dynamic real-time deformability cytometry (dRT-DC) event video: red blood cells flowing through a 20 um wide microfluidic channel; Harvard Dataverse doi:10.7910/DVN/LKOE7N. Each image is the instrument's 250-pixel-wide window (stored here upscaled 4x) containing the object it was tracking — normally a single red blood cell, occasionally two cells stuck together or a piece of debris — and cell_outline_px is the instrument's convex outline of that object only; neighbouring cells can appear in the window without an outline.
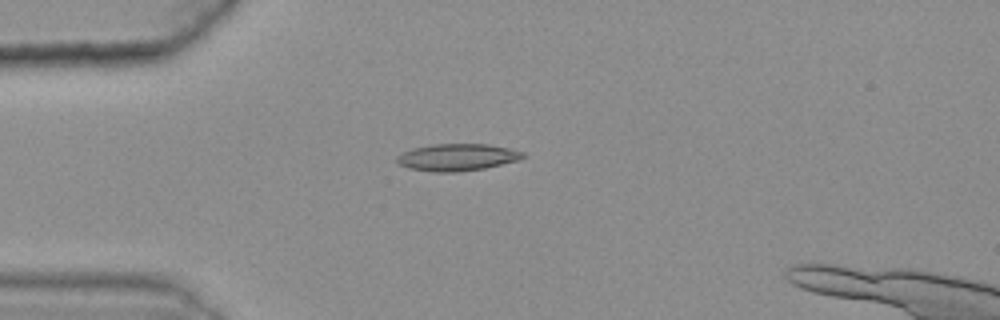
{"species": "common noctule bat (a hibernating species)", "species_latin": "Nyctalus noctula", "temperature_condition": "warm", "stored_images_in_passage": 49, "camera_frame_rate_fps": 3000, "um_per_image_px": 0.085, "animal": {"sex": "female", "body_mass_g": 25.1}, "frame": {"image": 1, "passage_image": 15, "time_ms": 4.667, "image_size_px": [1000, 320], "cell_outline_px": [[524, 156], [520, 160], [484, 168], [456, 172], [432, 172], [408, 168], [400, 164], [396, 160], [396, 156], [412, 148], [432, 144], [488, 144], [508, 148], [524, 152]], "centroid_in_image_um": [38.85, 13.37], "position_along_channel_um": 46.2, "area_um2": 19.83}}
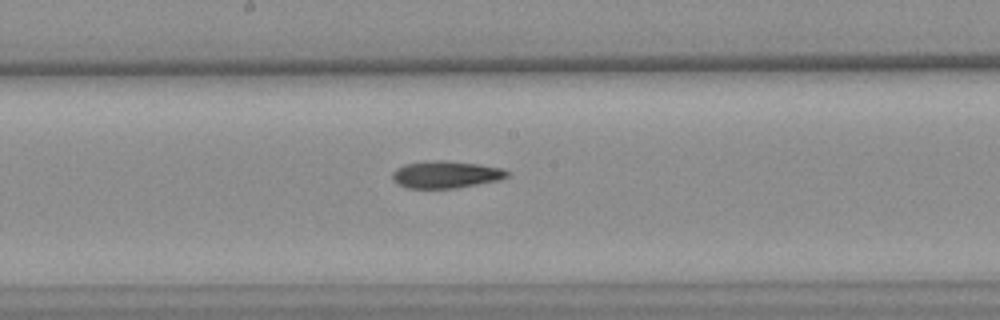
{"frame": {"image": 2, "passage_image": 30, "time_ms": 9.667, "image_size_px": [1000, 320], "cell_outline_px": [[508, 176], [500, 180], [456, 188], [408, 188], [396, 184], [392, 180], [392, 172], [396, 168], [404, 164], [436, 160], [440, 160], [480, 164], [500, 168], [508, 172]], "centroid_in_image_um": [37.85, 14.84], "position_along_channel_um": 210.3, "area_um2": 18.15}}
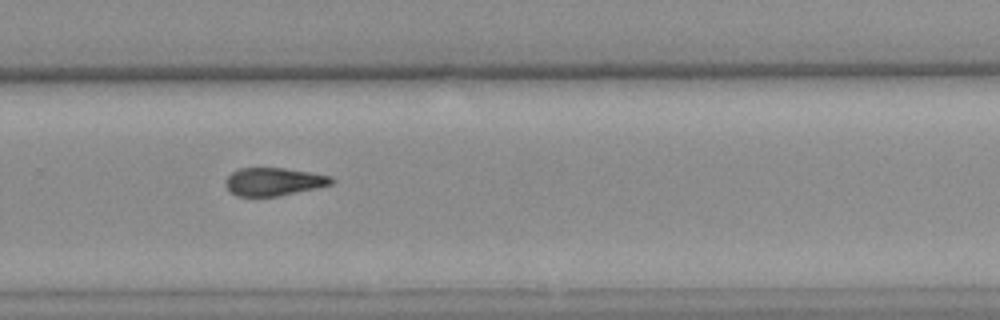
{"frame": {"image": 3, "passage_image": 38, "time_ms": 12.333, "image_size_px": [1000, 320], "cell_outline_px": [[336, 180], [332, 184], [316, 188], [276, 196], [236, 196], [224, 184], [224, 180], [232, 172], [240, 168], [284, 168], [332, 176]], "centroid_in_image_um": [23.26, 15.43], "position_along_channel_um": 306.5, "area_um2": 17.17}}